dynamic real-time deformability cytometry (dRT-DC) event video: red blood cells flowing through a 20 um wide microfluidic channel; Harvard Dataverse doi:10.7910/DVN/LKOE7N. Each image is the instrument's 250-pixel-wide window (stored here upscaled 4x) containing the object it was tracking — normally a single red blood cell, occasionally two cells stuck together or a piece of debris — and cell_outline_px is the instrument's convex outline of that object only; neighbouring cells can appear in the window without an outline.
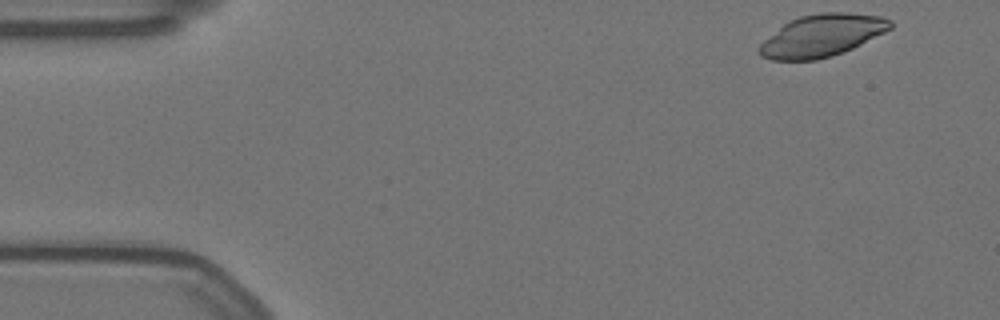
{"species": "Egyptian fruit bat (a non-hibernating species)", "species_latin": "Rousettus aegyptiacus", "temperature_condition": "warm", "stored_images_in_passage": 53, "camera_frame_rate_fps": 3000, "um_per_image_px": 0.085, "animal": {"sex": "female"}, "frame": {"image": 1, "passage_image": 1, "time_ms": 0.0, "image_size_px": [1000, 320], "cell_outline_px": [[892, 28], [852, 48], [832, 56], [816, 60], [772, 60], [760, 56], [756, 52], [756, 48], [764, 40], [788, 20], [800, 16], [820, 12], [844, 12], [880, 16], [892, 20]], "centroid_in_image_um": [69.82, 3.02], "position_along_channel_um": 15.2, "area_um2": 32.25}}